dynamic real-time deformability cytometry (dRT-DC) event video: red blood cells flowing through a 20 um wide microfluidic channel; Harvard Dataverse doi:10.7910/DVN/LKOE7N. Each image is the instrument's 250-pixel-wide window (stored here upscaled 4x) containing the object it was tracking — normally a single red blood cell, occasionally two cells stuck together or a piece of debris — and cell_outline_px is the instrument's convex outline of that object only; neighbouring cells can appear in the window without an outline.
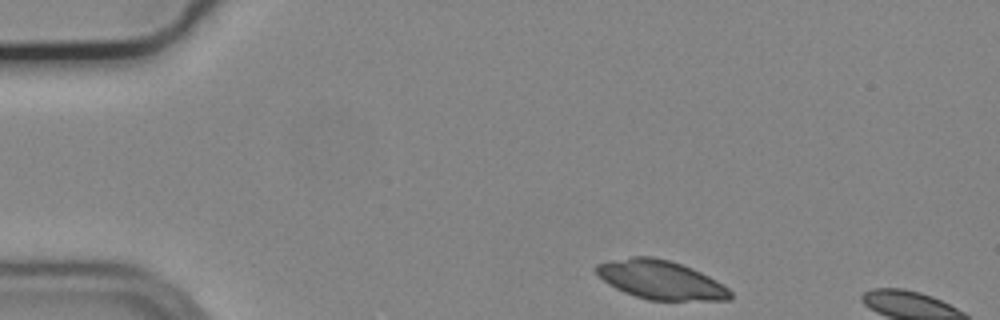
{"species": "common noctule bat (a hibernating species)", "species_latin": "Nyctalus noctula", "temperature_condition": "cold", "stored_images_in_passage": 5, "camera_frame_rate_fps": 3000, "um_per_image_px": 0.085, "animal": {"sex": "male", "body_mass_g": 19.2, "forearm_length_mm": 51.8}, "frame": {"image": 1, "passage_image": 1, "time_ms": 0.0, "image_size_px": [1000, 320], "cell_outline_px": [[732, 296], [728, 300], [648, 300], [624, 292], [608, 284], [596, 272], [596, 264], [632, 256], [652, 256], [668, 260], [692, 268], [716, 280], [728, 288], [732, 292]], "centroid_in_image_um": [56.17, 23.79], "position_along_channel_um": 28.8, "area_um2": 30.0}}